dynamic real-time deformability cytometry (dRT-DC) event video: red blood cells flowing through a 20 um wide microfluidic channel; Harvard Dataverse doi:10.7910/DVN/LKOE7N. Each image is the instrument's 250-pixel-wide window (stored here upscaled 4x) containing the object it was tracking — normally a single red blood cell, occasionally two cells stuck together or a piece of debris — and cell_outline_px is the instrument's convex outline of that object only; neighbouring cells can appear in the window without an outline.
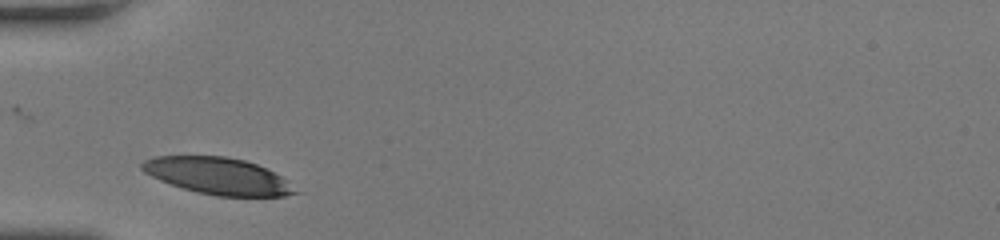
{"species": "human", "species_latin": "Homo sapiens", "temperature_condition": "room temperature", "stored_images_in_passage": 31, "camera_frame_rate_fps": 3000, "um_per_image_px": 0.085, "donor": {"sex": "female"}, "frame": {"image": 1, "passage_image": 1, "time_ms": 0.0, "image_size_px": [1000, 240], "cell_outline_px": [[300, 192], [284, 196], [216, 196], [196, 192], [160, 180], [144, 172], [140, 168], [140, 164], [144, 160], [156, 156], [224, 156], [244, 160], [256, 164], [288, 180]], "centroid_in_image_um": [18.52, 14.96], "position_along_channel_um": 66.5, "area_um2": 32.6}}
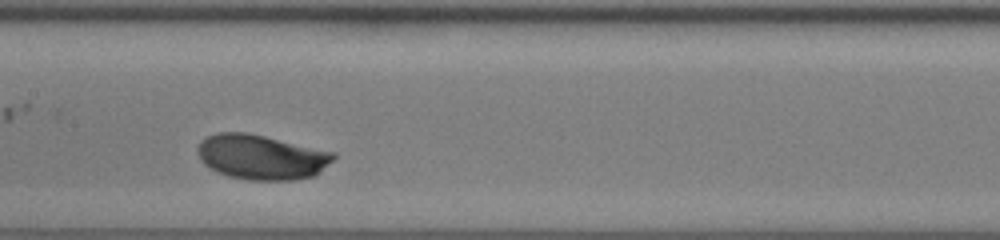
{"frame": {"image": 2, "passage_image": 10, "time_ms": 3.0, "image_size_px": [1000, 240], "cell_outline_px": [[336, 156], [332, 160], [312, 176], [296, 180], [248, 180], [228, 176], [216, 172], [208, 168], [200, 160], [196, 152], [196, 148], [200, 140], [216, 132], [248, 132], [336, 152]], "centroid_in_image_um": [22.15, 13.34], "position_along_channel_um": 185.2, "area_um2": 35.78}}
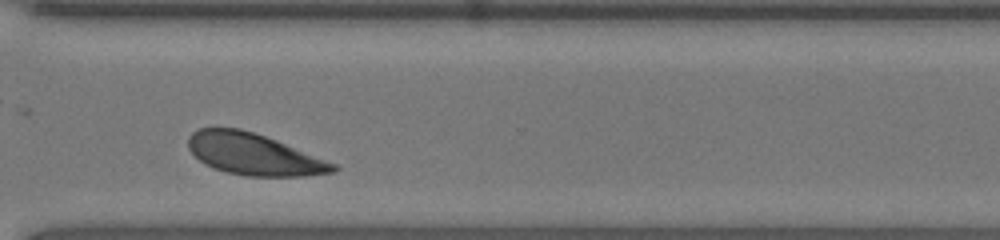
{"frame": {"image": 3, "passage_image": 22, "time_ms": 7.0, "image_size_px": [1000, 240], "cell_outline_px": [[340, 168], [336, 172], [304, 176], [248, 176], [228, 172], [212, 168], [204, 164], [188, 148], [188, 136], [192, 132], [200, 128], [240, 128], [276, 140], [336, 164]], "centroid_in_image_um": [21.56, 13.12], "position_along_channel_um": 349.0, "area_um2": 34.85}, "authors_computed_cell_mechanics": {"area_um2": 34.68, "velocity_mm_per_s": 4.0892, "shape_relaxation_time_tau1_ms": 1.8428, "shape_relaxation_time_tau2_ms": null, "deformation_change_tau1": 0.1375, "deformation_change_tau2": null}}